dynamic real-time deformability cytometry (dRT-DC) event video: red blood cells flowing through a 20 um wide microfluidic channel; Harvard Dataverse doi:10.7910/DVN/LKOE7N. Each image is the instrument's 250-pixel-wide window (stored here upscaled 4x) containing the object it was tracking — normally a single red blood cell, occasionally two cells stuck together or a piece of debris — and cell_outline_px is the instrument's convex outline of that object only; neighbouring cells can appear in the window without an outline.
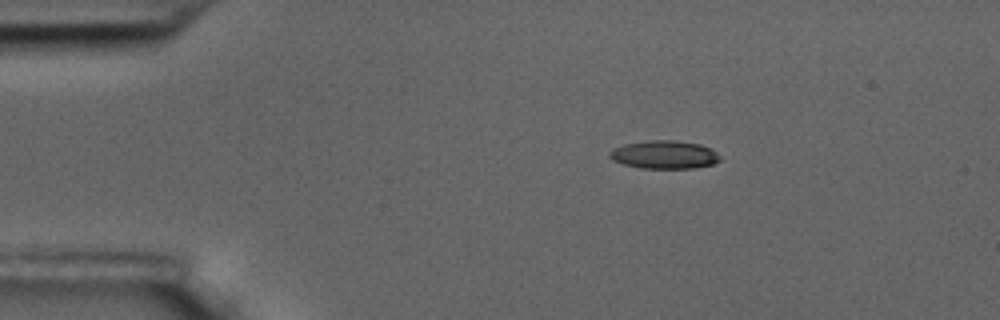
{"species": "common noctule bat (a hibernating species)", "species_latin": "Nyctalus noctula", "temperature_condition": "room temperature", "stored_images_in_passage": 49, "camera_frame_rate_fps": 3000, "um_per_image_px": 0.085, "animal": {"sex": "male", "body_mass_g": 17.5, "forearm_length_mm": 52.3}, "frame": {"image": 1, "passage_image": 1, "time_ms": 0.0, "image_size_px": [1000, 320], "cell_outline_px": [[720, 160], [712, 164], [696, 168], [640, 168], [624, 164], [612, 160], [608, 156], [608, 152], [624, 144], [648, 140], [672, 140], [700, 144], [712, 148], [720, 156]], "centroid_in_image_um": [56.47, 13.14], "position_along_channel_um": 28.5, "area_um2": 18.15}}
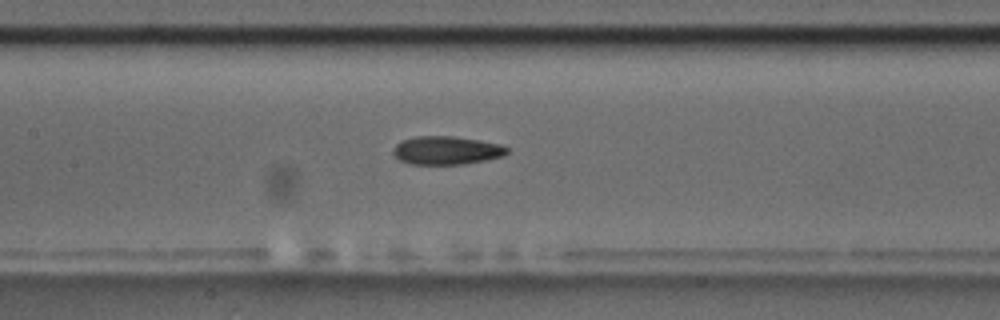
{"frame": {"image": 2, "passage_image": 18, "time_ms": 5.667, "image_size_px": [1000, 320], "cell_outline_px": [[508, 152], [504, 156], [464, 164], [408, 164], [400, 160], [392, 152], [392, 148], [400, 140], [416, 136], [456, 136], [500, 144], [508, 148]], "centroid_in_image_um": [37.92, 12.77], "position_along_channel_um": 169.5, "area_um2": 18.9}}
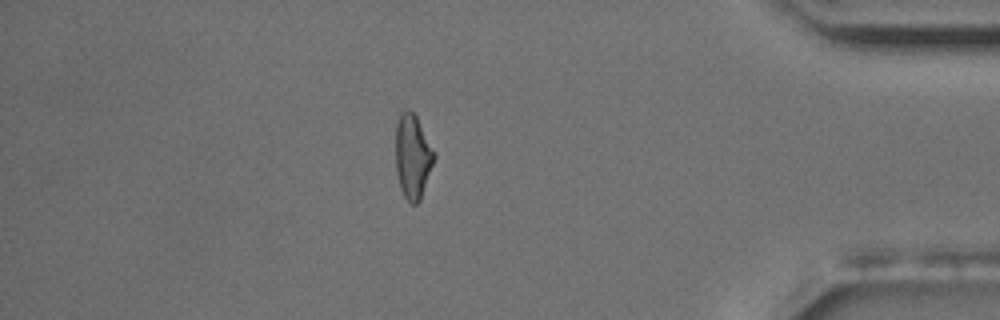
{"frame": {"image": 3, "passage_image": 41, "time_ms": 13.333, "image_size_px": [1000, 320], "cell_outline_px": [[436, 156], [420, 200], [416, 204], [412, 204], [404, 196], [400, 188], [396, 172], [396, 124], [400, 112], [408, 108], [416, 116], [436, 152]], "centroid_in_image_um": [35.08, 13.28], "position_along_channel_um": 400.1, "area_um2": 19.02}, "authors_computed_cell_mechanics": {"area_um2": 19.0162, "velocity_mm_per_s": 3.4998, "shape_relaxation_time_tau1_ms": null, "shape_relaxation_time_tau2_ms": 4.0902, "deformation_change_tau1": null, "deformation_change_tau2": 0.1289}}